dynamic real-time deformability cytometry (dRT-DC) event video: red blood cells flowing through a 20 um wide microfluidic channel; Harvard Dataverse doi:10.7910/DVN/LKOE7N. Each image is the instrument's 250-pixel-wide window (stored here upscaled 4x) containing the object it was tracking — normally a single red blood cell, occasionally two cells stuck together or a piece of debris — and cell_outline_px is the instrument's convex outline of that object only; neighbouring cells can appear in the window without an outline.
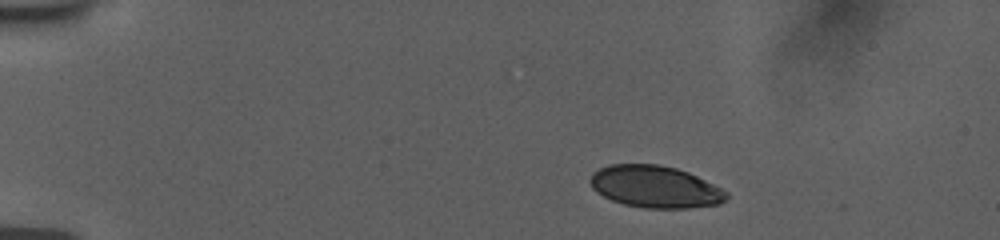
{"species": "human", "species_latin": "Homo sapiens", "temperature_condition": "room temperature", "stored_images_in_passage": 46, "camera_frame_rate_fps": 3000, "um_per_image_px": 0.085, "donor": {"sex": "female"}, "frame": {"image": 1, "passage_image": 1, "time_ms": 0.0, "image_size_px": [1000, 240], "cell_outline_px": [[728, 196], [724, 200], [716, 204], [688, 208], [644, 208], [624, 204], [612, 200], [596, 192], [592, 188], [588, 180], [592, 172], [608, 164], [660, 164], [676, 168], [688, 172], [728, 192]], "centroid_in_image_um": [55.63, 15.86], "position_along_channel_um": 29.4, "area_um2": 33.29}}
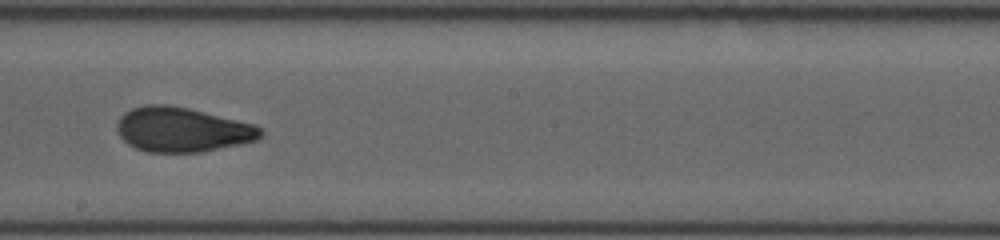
{"frame": {"image": 2, "passage_image": 24, "time_ms": 7.667, "image_size_px": [1000, 240], "cell_outline_px": [[264, 132], [256, 140], [240, 144], [200, 152], [148, 152], [136, 148], [128, 144], [120, 136], [116, 128], [116, 124], [124, 112], [132, 108], [148, 104], [168, 104], [188, 108], [256, 124]], "centroid_in_image_um": [15.48, 11.01], "position_along_channel_um": 232.7, "area_um2": 37.34}}
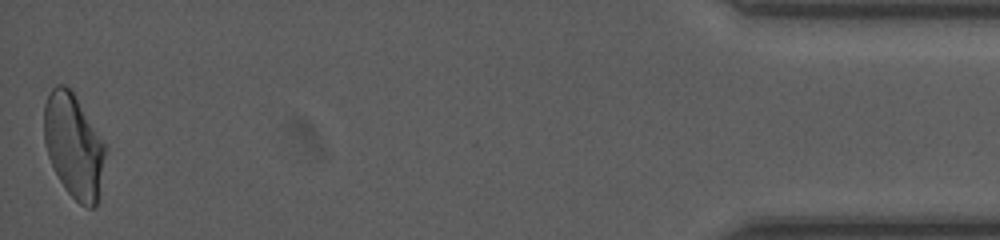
{"frame": {"image": 3, "passage_image": 46, "time_ms": 15.0, "image_size_px": [1000, 240], "cell_outline_px": [[104, 156], [96, 204], [92, 208], [88, 208], [80, 204], [64, 188], [48, 156], [44, 140], [44, 104], [52, 88], [56, 84], [64, 84], [72, 88], [104, 144]], "centroid_in_image_um": [6.22, 12.33], "position_along_channel_um": 429.0, "area_um2": 36.41}, "authors_computed_cell_mechanics": {"area_um2": 36.3851, "velocity_mm_per_s": 3.7703, "shape_relaxation_time_tau1_ms": 9.5381, "shape_relaxation_time_tau2_ms": 1.2413, "deformation_change_tau1": 0.2284, "deformation_change_tau2": 0.0687}}